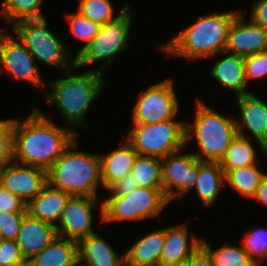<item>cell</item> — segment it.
<instances>
[{"instance_id":"1","label":"cell","mask_w":267,"mask_h":266,"mask_svg":"<svg viewBox=\"0 0 267 266\" xmlns=\"http://www.w3.org/2000/svg\"><path fill=\"white\" fill-rule=\"evenodd\" d=\"M77 137L76 128L59 127L41 109L35 108L24 121L15 119L14 161L47 171Z\"/></svg>"},{"instance_id":"2","label":"cell","mask_w":267,"mask_h":266,"mask_svg":"<svg viewBox=\"0 0 267 266\" xmlns=\"http://www.w3.org/2000/svg\"><path fill=\"white\" fill-rule=\"evenodd\" d=\"M238 13L236 10L202 16L161 44L160 49L167 55L185 57L188 61L202 58L206 60L216 54H223L228 28Z\"/></svg>"},{"instance_id":"3","label":"cell","mask_w":267,"mask_h":266,"mask_svg":"<svg viewBox=\"0 0 267 266\" xmlns=\"http://www.w3.org/2000/svg\"><path fill=\"white\" fill-rule=\"evenodd\" d=\"M73 69L63 72L66 78L49 82L46 101L56 105L57 110L65 118V125L85 127L84 119L90 106L97 100L104 86V73L99 70H87L74 73Z\"/></svg>"},{"instance_id":"4","label":"cell","mask_w":267,"mask_h":266,"mask_svg":"<svg viewBox=\"0 0 267 266\" xmlns=\"http://www.w3.org/2000/svg\"><path fill=\"white\" fill-rule=\"evenodd\" d=\"M76 139L47 170V183L70 196L98 197L102 184L100 155L75 151Z\"/></svg>"},{"instance_id":"5","label":"cell","mask_w":267,"mask_h":266,"mask_svg":"<svg viewBox=\"0 0 267 266\" xmlns=\"http://www.w3.org/2000/svg\"><path fill=\"white\" fill-rule=\"evenodd\" d=\"M195 104L193 123H185L186 144L195 138L199 151L193 155L198 160L220 162L238 134L235 118L216 112L203 100L197 99Z\"/></svg>"},{"instance_id":"6","label":"cell","mask_w":267,"mask_h":266,"mask_svg":"<svg viewBox=\"0 0 267 266\" xmlns=\"http://www.w3.org/2000/svg\"><path fill=\"white\" fill-rule=\"evenodd\" d=\"M46 18L21 20L12 25V32L25 45L36 62L68 71L75 67V57L60 38L48 27Z\"/></svg>"},{"instance_id":"7","label":"cell","mask_w":267,"mask_h":266,"mask_svg":"<svg viewBox=\"0 0 267 266\" xmlns=\"http://www.w3.org/2000/svg\"><path fill=\"white\" fill-rule=\"evenodd\" d=\"M101 222L142 221L160 215L169 204L163 189L139 187L123 195H111L100 202Z\"/></svg>"},{"instance_id":"8","label":"cell","mask_w":267,"mask_h":266,"mask_svg":"<svg viewBox=\"0 0 267 266\" xmlns=\"http://www.w3.org/2000/svg\"><path fill=\"white\" fill-rule=\"evenodd\" d=\"M185 123L186 121L171 118L152 124H134L125 139L138 155L163 159L185 147Z\"/></svg>"},{"instance_id":"9","label":"cell","mask_w":267,"mask_h":266,"mask_svg":"<svg viewBox=\"0 0 267 266\" xmlns=\"http://www.w3.org/2000/svg\"><path fill=\"white\" fill-rule=\"evenodd\" d=\"M129 6L117 19L100 26L96 37L75 57L76 69L97 61H104L98 70L104 73L107 65L112 64L116 55L126 50L130 38L133 15Z\"/></svg>"},{"instance_id":"10","label":"cell","mask_w":267,"mask_h":266,"mask_svg":"<svg viewBox=\"0 0 267 266\" xmlns=\"http://www.w3.org/2000/svg\"><path fill=\"white\" fill-rule=\"evenodd\" d=\"M140 92L133 107V124H152L177 117L179 102L174 90L172 79L147 87Z\"/></svg>"},{"instance_id":"11","label":"cell","mask_w":267,"mask_h":266,"mask_svg":"<svg viewBox=\"0 0 267 266\" xmlns=\"http://www.w3.org/2000/svg\"><path fill=\"white\" fill-rule=\"evenodd\" d=\"M36 63L17 36L14 38L12 34L0 33V70L4 68L10 77L45 89L48 86Z\"/></svg>"},{"instance_id":"12","label":"cell","mask_w":267,"mask_h":266,"mask_svg":"<svg viewBox=\"0 0 267 266\" xmlns=\"http://www.w3.org/2000/svg\"><path fill=\"white\" fill-rule=\"evenodd\" d=\"M171 153L161 159L163 193L168 201L181 200L194 189L199 174V160L193 153Z\"/></svg>"},{"instance_id":"13","label":"cell","mask_w":267,"mask_h":266,"mask_svg":"<svg viewBox=\"0 0 267 266\" xmlns=\"http://www.w3.org/2000/svg\"><path fill=\"white\" fill-rule=\"evenodd\" d=\"M98 197L71 196L55 225L59 237L79 242L95 233L92 227L93 207L97 206Z\"/></svg>"},{"instance_id":"14","label":"cell","mask_w":267,"mask_h":266,"mask_svg":"<svg viewBox=\"0 0 267 266\" xmlns=\"http://www.w3.org/2000/svg\"><path fill=\"white\" fill-rule=\"evenodd\" d=\"M47 183L45 169L15 161L5 165L1 172V184L26 205Z\"/></svg>"},{"instance_id":"15","label":"cell","mask_w":267,"mask_h":266,"mask_svg":"<svg viewBox=\"0 0 267 266\" xmlns=\"http://www.w3.org/2000/svg\"><path fill=\"white\" fill-rule=\"evenodd\" d=\"M267 50V30L254 24L250 19L246 23L239 12L231 22L224 52L248 57Z\"/></svg>"},{"instance_id":"16","label":"cell","mask_w":267,"mask_h":266,"mask_svg":"<svg viewBox=\"0 0 267 266\" xmlns=\"http://www.w3.org/2000/svg\"><path fill=\"white\" fill-rule=\"evenodd\" d=\"M240 117L235 119L237 133L246 137L244 128L256 140L262 152H265L267 145V103L260 97L248 93L236 97Z\"/></svg>"},{"instance_id":"17","label":"cell","mask_w":267,"mask_h":266,"mask_svg":"<svg viewBox=\"0 0 267 266\" xmlns=\"http://www.w3.org/2000/svg\"><path fill=\"white\" fill-rule=\"evenodd\" d=\"M56 236L54 225L26 212L16 242L20 247L21 254L28 261L40 253Z\"/></svg>"},{"instance_id":"18","label":"cell","mask_w":267,"mask_h":266,"mask_svg":"<svg viewBox=\"0 0 267 266\" xmlns=\"http://www.w3.org/2000/svg\"><path fill=\"white\" fill-rule=\"evenodd\" d=\"M188 230L184 224L165 228L160 266H183L191 253L201 244V237L189 235ZM188 236H191L190 240Z\"/></svg>"},{"instance_id":"19","label":"cell","mask_w":267,"mask_h":266,"mask_svg":"<svg viewBox=\"0 0 267 266\" xmlns=\"http://www.w3.org/2000/svg\"><path fill=\"white\" fill-rule=\"evenodd\" d=\"M120 147L108 154H99L101 161L102 185L106 190L116 181L131 172L138 153L126 140L120 141Z\"/></svg>"},{"instance_id":"20","label":"cell","mask_w":267,"mask_h":266,"mask_svg":"<svg viewBox=\"0 0 267 266\" xmlns=\"http://www.w3.org/2000/svg\"><path fill=\"white\" fill-rule=\"evenodd\" d=\"M71 196L46 183L41 191L26 205L27 212L33 217L56 225Z\"/></svg>"},{"instance_id":"21","label":"cell","mask_w":267,"mask_h":266,"mask_svg":"<svg viewBox=\"0 0 267 266\" xmlns=\"http://www.w3.org/2000/svg\"><path fill=\"white\" fill-rule=\"evenodd\" d=\"M78 261L85 266H125V254L118 255L95 232L78 242Z\"/></svg>"},{"instance_id":"22","label":"cell","mask_w":267,"mask_h":266,"mask_svg":"<svg viewBox=\"0 0 267 266\" xmlns=\"http://www.w3.org/2000/svg\"><path fill=\"white\" fill-rule=\"evenodd\" d=\"M212 66L209 75L223 87L235 92L236 97L251 93L246 91L244 57L228 52Z\"/></svg>"},{"instance_id":"23","label":"cell","mask_w":267,"mask_h":266,"mask_svg":"<svg viewBox=\"0 0 267 266\" xmlns=\"http://www.w3.org/2000/svg\"><path fill=\"white\" fill-rule=\"evenodd\" d=\"M164 242L165 228L147 233L126 250L125 266H160Z\"/></svg>"},{"instance_id":"24","label":"cell","mask_w":267,"mask_h":266,"mask_svg":"<svg viewBox=\"0 0 267 266\" xmlns=\"http://www.w3.org/2000/svg\"><path fill=\"white\" fill-rule=\"evenodd\" d=\"M78 262V242L56 236L27 266H74Z\"/></svg>"},{"instance_id":"25","label":"cell","mask_w":267,"mask_h":266,"mask_svg":"<svg viewBox=\"0 0 267 266\" xmlns=\"http://www.w3.org/2000/svg\"><path fill=\"white\" fill-rule=\"evenodd\" d=\"M225 185V173L219 162L199 160V174L194 189L204 207L215 203L220 190Z\"/></svg>"},{"instance_id":"26","label":"cell","mask_w":267,"mask_h":266,"mask_svg":"<svg viewBox=\"0 0 267 266\" xmlns=\"http://www.w3.org/2000/svg\"><path fill=\"white\" fill-rule=\"evenodd\" d=\"M257 158L256 149L250 139L237 134L219 163L226 174L229 170L259 163Z\"/></svg>"},{"instance_id":"27","label":"cell","mask_w":267,"mask_h":266,"mask_svg":"<svg viewBox=\"0 0 267 266\" xmlns=\"http://www.w3.org/2000/svg\"><path fill=\"white\" fill-rule=\"evenodd\" d=\"M265 173H262L258 163L246 167L229 170L225 174V185H229L237 193L246 198H252Z\"/></svg>"},{"instance_id":"28","label":"cell","mask_w":267,"mask_h":266,"mask_svg":"<svg viewBox=\"0 0 267 266\" xmlns=\"http://www.w3.org/2000/svg\"><path fill=\"white\" fill-rule=\"evenodd\" d=\"M139 187L163 189L162 164L157 157L138 155L131 169Z\"/></svg>"},{"instance_id":"29","label":"cell","mask_w":267,"mask_h":266,"mask_svg":"<svg viewBox=\"0 0 267 266\" xmlns=\"http://www.w3.org/2000/svg\"><path fill=\"white\" fill-rule=\"evenodd\" d=\"M42 3L43 0H4L1 18L11 26L21 20L45 18L40 12Z\"/></svg>"},{"instance_id":"30","label":"cell","mask_w":267,"mask_h":266,"mask_svg":"<svg viewBox=\"0 0 267 266\" xmlns=\"http://www.w3.org/2000/svg\"><path fill=\"white\" fill-rule=\"evenodd\" d=\"M201 245L208 251L213 266H257L242 245L238 247L225 243L213 250L204 239H201Z\"/></svg>"},{"instance_id":"31","label":"cell","mask_w":267,"mask_h":266,"mask_svg":"<svg viewBox=\"0 0 267 266\" xmlns=\"http://www.w3.org/2000/svg\"><path fill=\"white\" fill-rule=\"evenodd\" d=\"M77 12L99 25L117 19L130 5L125 4L115 16V8L110 0H79Z\"/></svg>"},{"instance_id":"32","label":"cell","mask_w":267,"mask_h":266,"mask_svg":"<svg viewBox=\"0 0 267 266\" xmlns=\"http://www.w3.org/2000/svg\"><path fill=\"white\" fill-rule=\"evenodd\" d=\"M241 245L257 266H263V262H267L266 228H256L250 232H247L241 242Z\"/></svg>"},{"instance_id":"33","label":"cell","mask_w":267,"mask_h":266,"mask_svg":"<svg viewBox=\"0 0 267 266\" xmlns=\"http://www.w3.org/2000/svg\"><path fill=\"white\" fill-rule=\"evenodd\" d=\"M66 18L70 29L69 31L72 33V35L75 38L84 41L85 43L76 52L77 55L87 44H89L96 37L101 25L81 15L79 12L68 14Z\"/></svg>"},{"instance_id":"34","label":"cell","mask_w":267,"mask_h":266,"mask_svg":"<svg viewBox=\"0 0 267 266\" xmlns=\"http://www.w3.org/2000/svg\"><path fill=\"white\" fill-rule=\"evenodd\" d=\"M15 119L0 120V164L5 165L14 161L13 127Z\"/></svg>"},{"instance_id":"35","label":"cell","mask_w":267,"mask_h":266,"mask_svg":"<svg viewBox=\"0 0 267 266\" xmlns=\"http://www.w3.org/2000/svg\"><path fill=\"white\" fill-rule=\"evenodd\" d=\"M244 73L247 85L252 79H263L264 76H267V50L245 57Z\"/></svg>"},{"instance_id":"36","label":"cell","mask_w":267,"mask_h":266,"mask_svg":"<svg viewBox=\"0 0 267 266\" xmlns=\"http://www.w3.org/2000/svg\"><path fill=\"white\" fill-rule=\"evenodd\" d=\"M0 266H27L16 240L0 239Z\"/></svg>"},{"instance_id":"37","label":"cell","mask_w":267,"mask_h":266,"mask_svg":"<svg viewBox=\"0 0 267 266\" xmlns=\"http://www.w3.org/2000/svg\"><path fill=\"white\" fill-rule=\"evenodd\" d=\"M26 212L0 211L1 239L16 240Z\"/></svg>"},{"instance_id":"38","label":"cell","mask_w":267,"mask_h":266,"mask_svg":"<svg viewBox=\"0 0 267 266\" xmlns=\"http://www.w3.org/2000/svg\"><path fill=\"white\" fill-rule=\"evenodd\" d=\"M0 211L27 212L26 204L0 184Z\"/></svg>"},{"instance_id":"39","label":"cell","mask_w":267,"mask_h":266,"mask_svg":"<svg viewBox=\"0 0 267 266\" xmlns=\"http://www.w3.org/2000/svg\"><path fill=\"white\" fill-rule=\"evenodd\" d=\"M138 188L139 185L135 177L130 172L121 180L114 182L107 190H109L111 195L123 196Z\"/></svg>"},{"instance_id":"40","label":"cell","mask_w":267,"mask_h":266,"mask_svg":"<svg viewBox=\"0 0 267 266\" xmlns=\"http://www.w3.org/2000/svg\"><path fill=\"white\" fill-rule=\"evenodd\" d=\"M251 6L249 19L254 24L267 30V0L255 1Z\"/></svg>"},{"instance_id":"41","label":"cell","mask_w":267,"mask_h":266,"mask_svg":"<svg viewBox=\"0 0 267 266\" xmlns=\"http://www.w3.org/2000/svg\"><path fill=\"white\" fill-rule=\"evenodd\" d=\"M183 266H213L208 251L200 244L184 262Z\"/></svg>"},{"instance_id":"42","label":"cell","mask_w":267,"mask_h":266,"mask_svg":"<svg viewBox=\"0 0 267 266\" xmlns=\"http://www.w3.org/2000/svg\"><path fill=\"white\" fill-rule=\"evenodd\" d=\"M251 199L258 203H264L267 205V174H265V176L262 178L254 196Z\"/></svg>"},{"instance_id":"43","label":"cell","mask_w":267,"mask_h":266,"mask_svg":"<svg viewBox=\"0 0 267 266\" xmlns=\"http://www.w3.org/2000/svg\"><path fill=\"white\" fill-rule=\"evenodd\" d=\"M3 166L0 164V184H1V172H2Z\"/></svg>"},{"instance_id":"44","label":"cell","mask_w":267,"mask_h":266,"mask_svg":"<svg viewBox=\"0 0 267 266\" xmlns=\"http://www.w3.org/2000/svg\"><path fill=\"white\" fill-rule=\"evenodd\" d=\"M74 266H85V265L81 264V263L78 261Z\"/></svg>"},{"instance_id":"45","label":"cell","mask_w":267,"mask_h":266,"mask_svg":"<svg viewBox=\"0 0 267 266\" xmlns=\"http://www.w3.org/2000/svg\"><path fill=\"white\" fill-rule=\"evenodd\" d=\"M264 157H267V145L265 146V152H264Z\"/></svg>"}]
</instances>
